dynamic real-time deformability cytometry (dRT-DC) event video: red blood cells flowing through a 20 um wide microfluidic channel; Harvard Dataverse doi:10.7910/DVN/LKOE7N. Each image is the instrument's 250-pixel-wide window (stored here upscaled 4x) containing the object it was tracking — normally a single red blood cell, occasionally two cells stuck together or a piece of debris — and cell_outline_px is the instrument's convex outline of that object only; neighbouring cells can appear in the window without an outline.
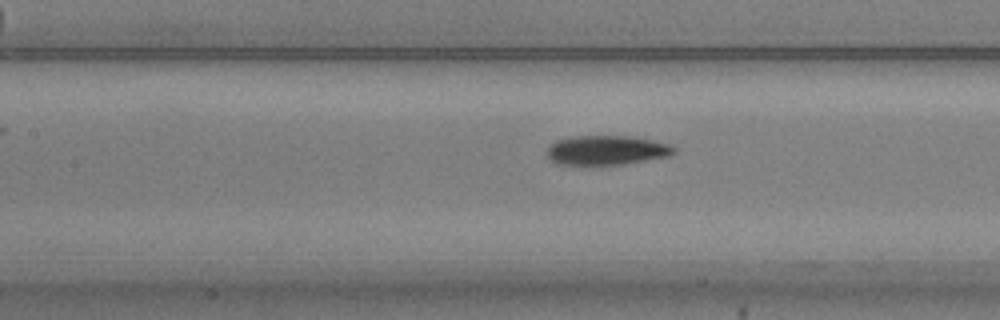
{"species": "common noctule bat (a hibernating species)", "species_latin": "Nyctalus noctula", "temperature_condition": "warm", "stored_images_in_passage": 43, "camera_frame_rate_fps": 3000, "um_per_image_px": 0.085, "animal": {"sex": "male", "body_mass_g": 20.5, "forearm_length_mm": 52.5}, "frame": {"image": 1, "passage_image": 13, "time_ms": 4.0, "image_size_px": [1000, 320], "cell_outline_px": [[676, 152], [668, 156], [624, 164], [556, 164], [548, 160], [548, 148], [556, 140], [576, 136], [628, 136], [652, 140], [672, 144], [676, 148]], "centroid_in_image_um": [51.58, 12.76], "position_along_channel_um": 155.8, "area_um2": 21.68}}
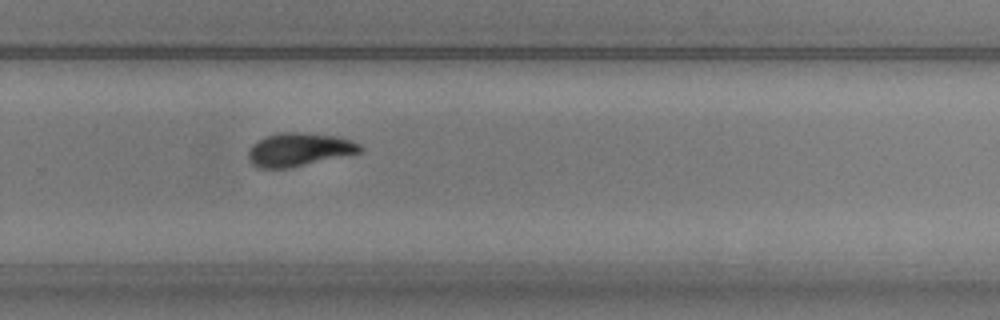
{"frame": {"image": 2, "passage_image": 25, "time_ms": 8.0, "image_size_px": [1000, 320], "cell_outline_px": [[364, 148], [360, 152], [292, 168], [256, 168], [248, 160], [248, 152], [252, 144], [256, 140], [264, 136], [276, 132], [296, 132], [336, 136], [352, 140], [360, 144]], "centroid_in_image_um": [25.37, 12.71], "position_along_channel_um": 304.4, "area_um2": 21.96}}
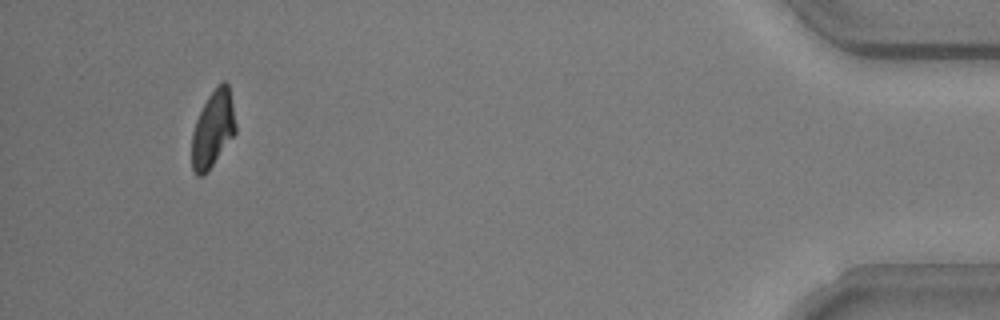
{"frame": {"image": 3, "passage_image": 40, "time_ms": 13.0, "image_size_px": [1000, 320], "cell_outline_px": [[236, 132], [208, 172], [204, 176], [196, 176], [192, 168], [192, 132], [196, 120], [208, 96], [224, 80], [228, 84], [236, 124]], "centroid_in_image_um": [18.09, 11.02], "position_along_channel_um": 417.1, "area_um2": 19.36}, "authors_computed_cell_mechanics": {"area_um2": 21.7328, "velocity_mm_per_s": 3.7283, "shape_relaxation_time_tau1_ms": 3.4376, "shape_relaxation_time_tau2_ms": 3.3058, "deformation_change_tau1": 0.1524, "deformation_change_tau2": 0.075}}